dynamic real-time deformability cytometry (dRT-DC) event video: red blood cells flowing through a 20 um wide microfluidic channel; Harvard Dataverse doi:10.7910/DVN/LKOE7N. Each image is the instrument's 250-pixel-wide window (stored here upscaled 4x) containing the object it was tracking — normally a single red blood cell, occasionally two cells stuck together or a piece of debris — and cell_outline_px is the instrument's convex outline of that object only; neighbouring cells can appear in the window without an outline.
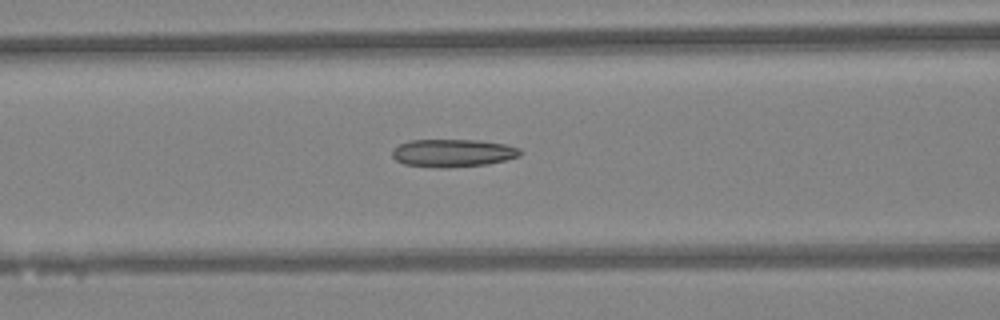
{"species": "Egyptian fruit bat (a non-hibernating species)", "species_latin": "Rousettus aegyptiacus", "temperature_condition": "warm", "stored_images_in_passage": 40, "camera_frame_rate_fps": 3000, "um_per_image_px": 0.085, "animal": {"sex": "female"}, "frame": {"image": 1, "passage_image": 13, "time_ms": 4.0, "image_size_px": [1000, 320], "cell_outline_px": [[520, 156], [488, 164], [448, 168], [440, 168], [404, 164], [396, 160], [392, 156], [392, 148], [400, 144], [412, 140], [476, 140], [504, 144], [520, 148]], "centroid_in_image_um": [38.47, 13.01], "position_along_channel_um": 128.1, "area_um2": 20.69}}
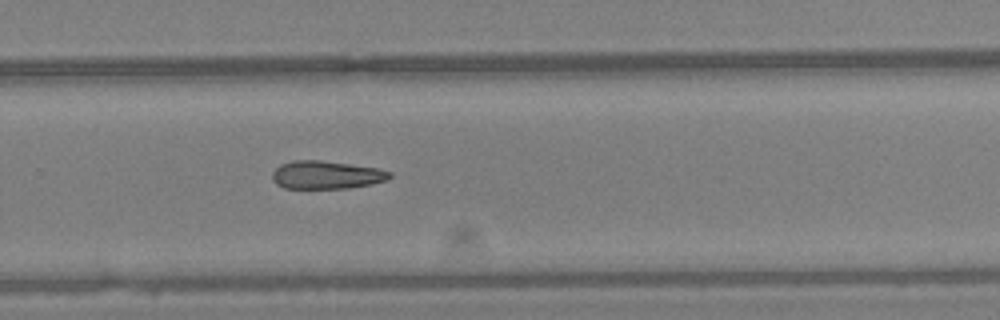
{"frame": {"image": 2, "passage_image": 25, "time_ms": 8.0, "image_size_px": [1000, 320], "cell_outline_px": [[392, 176], [388, 180], [372, 184], [348, 188], [284, 188], [276, 184], [272, 180], [272, 172], [280, 164], [292, 160], [320, 160], [376, 168], [392, 172]], "centroid_in_image_um": [27.72, 14.87], "position_along_channel_um": 302.1, "area_um2": 19.25}}
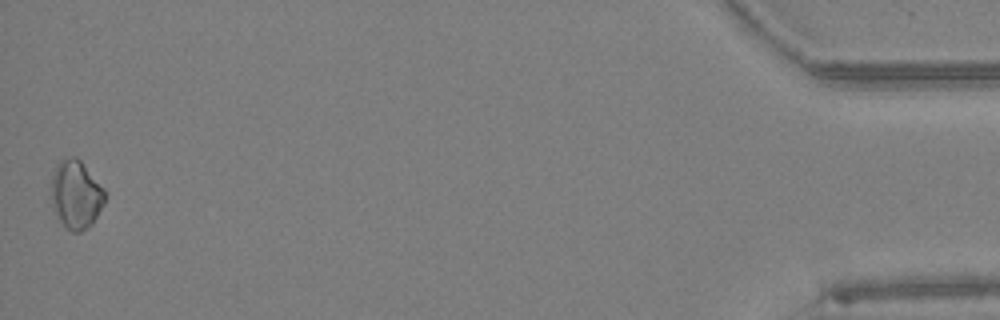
{"frame": {"image": 3, "passage_image": 40, "time_ms": 13.0, "image_size_px": [1000, 320], "cell_outline_px": [[108, 192], [104, 204], [92, 224], [80, 232], [72, 232], [64, 228], [56, 212], [52, 200], [52, 176], [56, 164], [60, 160], [68, 156], [76, 156], [80, 160]], "centroid_in_image_um": [6.49, 16.52], "position_along_channel_um": 428.7, "area_um2": 21.5}}